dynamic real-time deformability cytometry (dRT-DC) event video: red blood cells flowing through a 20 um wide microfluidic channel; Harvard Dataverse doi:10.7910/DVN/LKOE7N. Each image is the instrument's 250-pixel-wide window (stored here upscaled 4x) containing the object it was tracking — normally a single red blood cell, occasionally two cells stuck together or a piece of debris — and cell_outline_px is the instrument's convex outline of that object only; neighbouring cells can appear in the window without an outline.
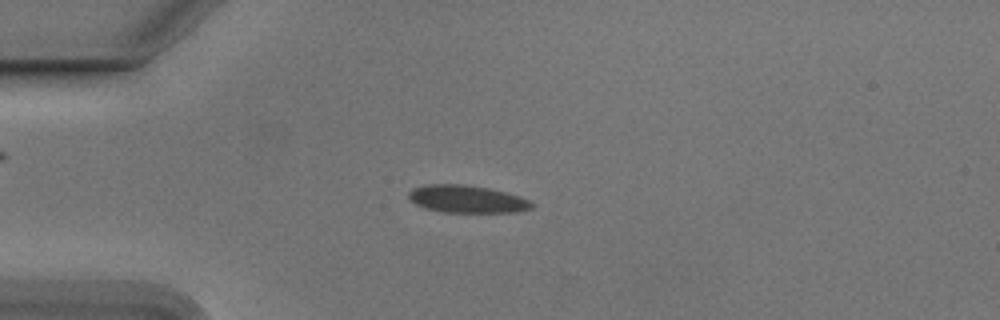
{"species": "Egyptian fruit bat (a non-hibernating species)", "species_latin": "Rousettus aegyptiacus", "temperature_condition": "cold", "stored_images_in_passage": 53, "camera_frame_rate_fps": 3000, "um_per_image_px": 0.085, "animal": {"sex": "male"}, "frame": {"image": 1, "passage_image": 13, "time_ms": 4.0, "image_size_px": [1000, 320], "cell_outline_px": [[532, 208], [516, 212], [440, 212], [424, 208], [416, 204], [408, 196], [408, 192], [412, 188], [428, 184], [464, 184], [488, 188], [520, 196], [528, 200], [532, 204]], "centroid_in_image_um": [39.65, 16.92], "position_along_channel_um": 45.4, "area_um2": 19.65}}
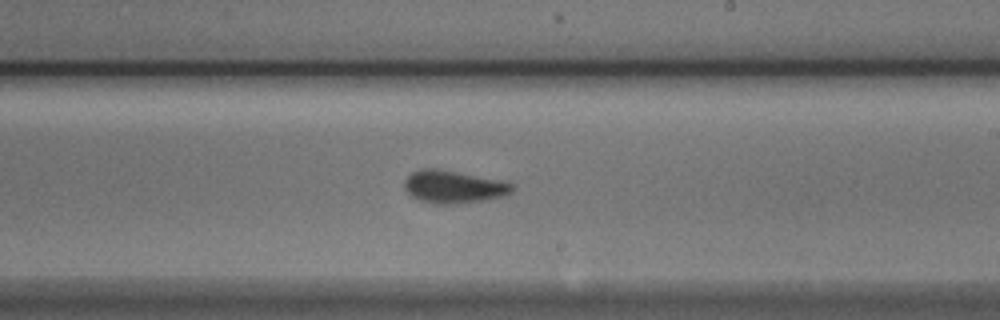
{"frame": {"image": 2, "passage_image": 31, "time_ms": 10.0, "image_size_px": [1000, 320], "cell_outline_px": [[512, 192], [504, 196], [484, 200], [456, 204], [432, 204], [420, 200], [412, 196], [404, 188], [404, 180], [412, 172], [420, 168], [436, 168], [512, 184]], "centroid_in_image_um": [38.46, 15.9], "position_along_channel_um": 250.5, "area_um2": 20.06}}
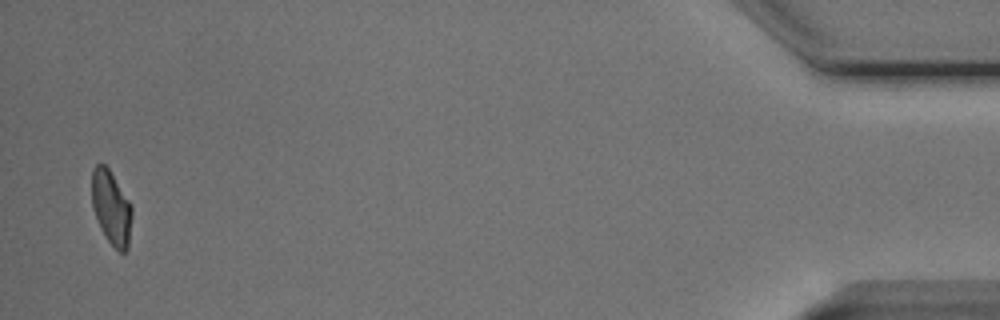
{"frame": {"image": 3, "passage_image": 52, "time_ms": 17.0, "image_size_px": [1000, 320], "cell_outline_px": [[132, 216], [128, 248], [124, 252], [120, 252], [108, 240], [92, 208], [92, 168], [96, 164], [104, 164], [108, 168], [132, 204]], "centroid_in_image_um": [9.47, 17.62], "position_along_channel_um": 425.7, "area_um2": 17.11}, "authors_computed_cell_mechanics": {"area_um2": 19.3052, "velocity_mm_per_s": 3.76, "shape_relaxation_time_tau1_ms": 2.822, "shape_relaxation_time_tau2_ms": 0.787, "deformation_change_tau1": 0.1311, "deformation_change_tau2": 0.0654}}